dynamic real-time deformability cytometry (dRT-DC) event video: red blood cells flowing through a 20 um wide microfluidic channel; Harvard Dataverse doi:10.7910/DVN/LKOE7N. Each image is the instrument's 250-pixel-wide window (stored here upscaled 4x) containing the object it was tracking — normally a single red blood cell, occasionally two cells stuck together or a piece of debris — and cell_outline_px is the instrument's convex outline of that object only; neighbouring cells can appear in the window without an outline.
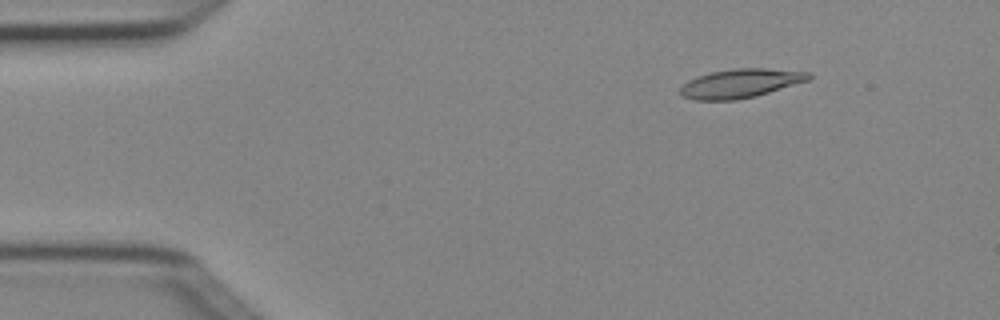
{"species": "Egyptian fruit bat (a non-hibernating species)", "species_latin": "Rousettus aegyptiacus", "temperature_condition": "cold", "stored_images_in_passage": 3, "camera_frame_rate_fps": 3000, "um_per_image_px": 0.085, "animal": {"sex": "female"}, "frame": {"image": 1, "passage_image": 1, "time_ms": 0.0, "image_size_px": [1000, 320], "cell_outline_px": [[812, 76], [808, 80], [756, 96], [736, 100], [692, 100], [680, 96], [680, 88], [688, 80], [712, 72], [732, 68], [768, 68], [812, 72]], "centroid_in_image_um": [62.94, 7.08], "position_along_channel_um": 22.1, "area_um2": 21.68}}